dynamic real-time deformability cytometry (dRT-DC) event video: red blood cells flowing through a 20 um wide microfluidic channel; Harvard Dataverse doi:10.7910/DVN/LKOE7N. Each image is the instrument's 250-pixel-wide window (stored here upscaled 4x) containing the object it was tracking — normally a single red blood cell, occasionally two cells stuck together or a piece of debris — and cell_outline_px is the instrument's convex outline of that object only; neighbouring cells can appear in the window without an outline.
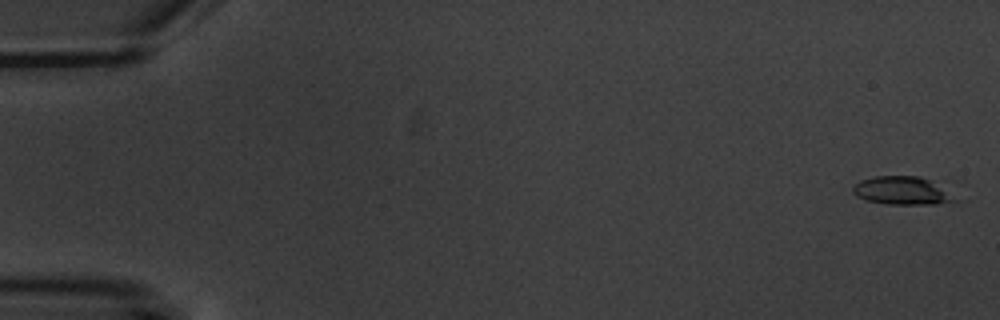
{"species": "common noctule bat (a hibernating species)", "species_latin": "Nyctalus noctula", "temperature_condition": "warm", "stored_images_in_passage": 9, "camera_frame_rate_fps": 3000, "um_per_image_px": 0.085, "animal": {"sex": "male", "body_mass_g": 20.1, "forearm_length_mm": 53.5}, "frame": {"image": 1, "passage_image": 1, "time_ms": 0.0, "image_size_px": [1000, 320], "cell_outline_px": [[968, 200], [936, 204], [888, 204], [868, 200], [856, 196], [852, 192], [852, 188], [860, 180], [876, 176], [920, 176]], "centroid_in_image_um": [76.81, 16.22], "position_along_channel_um": 8.2, "area_um2": 17.05}}
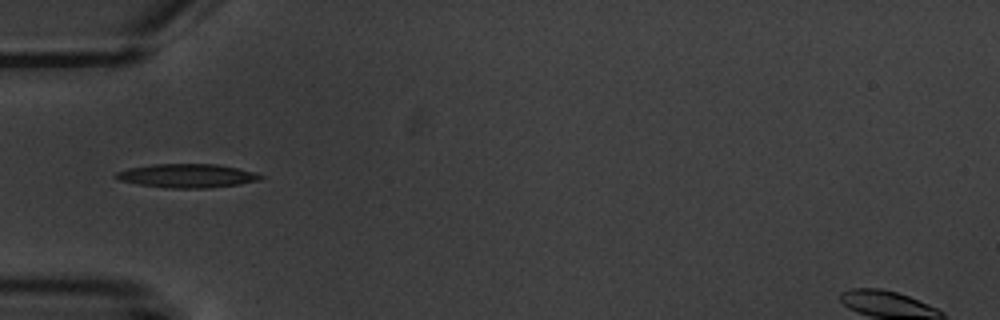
{"frame": {"image": 2, "passage_image": 6, "time_ms": 6.0, "image_size_px": [1000, 320], "cell_outline_px": [[264, 176], [256, 180], [240, 184], [208, 188], [172, 188], [140, 184], [120, 180], [112, 176], [116, 172], [128, 168], [152, 164], [216, 164], [236, 168], [252, 172]], "centroid_in_image_um": [15.85, 14.93], "position_along_channel_um": 69.2, "area_um2": 19.71}}